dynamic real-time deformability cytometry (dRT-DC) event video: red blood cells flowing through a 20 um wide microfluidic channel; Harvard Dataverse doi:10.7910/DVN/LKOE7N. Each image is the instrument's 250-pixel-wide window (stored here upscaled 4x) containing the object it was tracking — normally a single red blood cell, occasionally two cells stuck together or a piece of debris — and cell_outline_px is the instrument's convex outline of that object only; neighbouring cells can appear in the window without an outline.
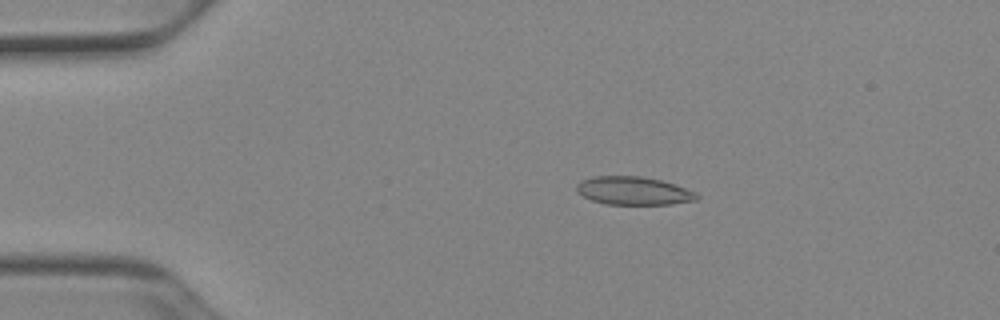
{"species": "Egyptian fruit bat (a non-hibernating species)", "species_latin": "Rousettus aegyptiacus", "temperature_condition": "cold", "stored_images_in_passage": 52, "camera_frame_rate_fps": 3000, "um_per_image_px": 0.085, "animal": {"sex": "female"}, "frame": {"image": 1, "passage_image": 10, "time_ms": 3.0, "image_size_px": [1000, 320], "cell_outline_px": [[700, 196], [696, 200], [672, 204], [604, 204], [592, 200], [576, 192], [576, 184], [580, 180], [592, 176], [640, 176], [660, 180], [696, 192]], "centroid_in_image_um": [53.8, 16.21], "position_along_channel_um": 31.2, "area_um2": 19.71}}
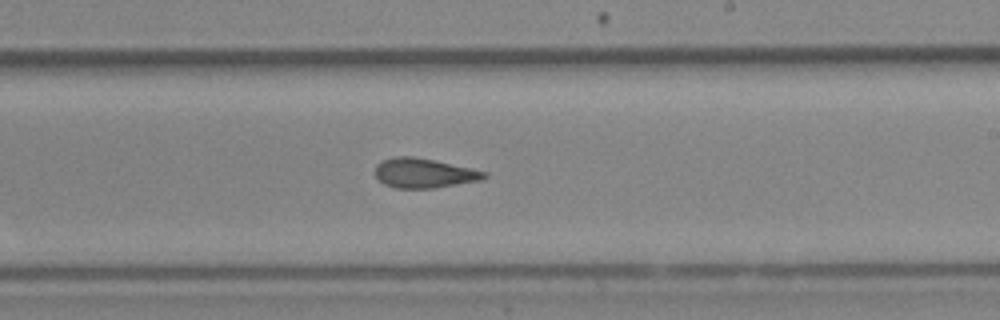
{"frame": {"image": 2, "passage_image": 31, "time_ms": 10.0, "image_size_px": [1000, 320], "cell_outline_px": [[488, 176], [480, 180], [432, 188], [396, 188], [384, 184], [376, 176], [376, 164], [392, 156], [412, 156], [472, 168], [488, 172]], "centroid_in_image_um": [36.04, 14.71], "position_along_channel_um": 253.0, "area_um2": 18.61}}
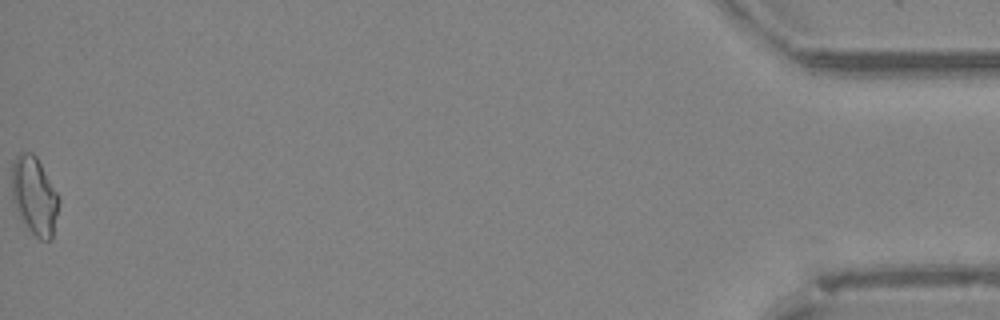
{"frame": {"image": 3, "passage_image": 52, "time_ms": 17.0, "image_size_px": [1000, 320], "cell_outline_px": [[60, 200], [52, 240], [40, 240], [28, 228], [16, 208], [12, 200], [12, 160], [20, 152], [32, 152], [36, 156], [60, 196]], "centroid_in_image_um": [2.94, 16.62], "position_along_channel_um": 432.3, "area_um2": 21.44}, "authors_computed_cell_mechanics": {"area_um2": 19.0162, "velocity_mm_per_s": 3.935, "shape_relaxation_time_tau1_ms": null, "shape_relaxation_time_tau2_ms": 2.3595, "deformation_change_tau1": null, "deformation_change_tau2": 0.0836}}